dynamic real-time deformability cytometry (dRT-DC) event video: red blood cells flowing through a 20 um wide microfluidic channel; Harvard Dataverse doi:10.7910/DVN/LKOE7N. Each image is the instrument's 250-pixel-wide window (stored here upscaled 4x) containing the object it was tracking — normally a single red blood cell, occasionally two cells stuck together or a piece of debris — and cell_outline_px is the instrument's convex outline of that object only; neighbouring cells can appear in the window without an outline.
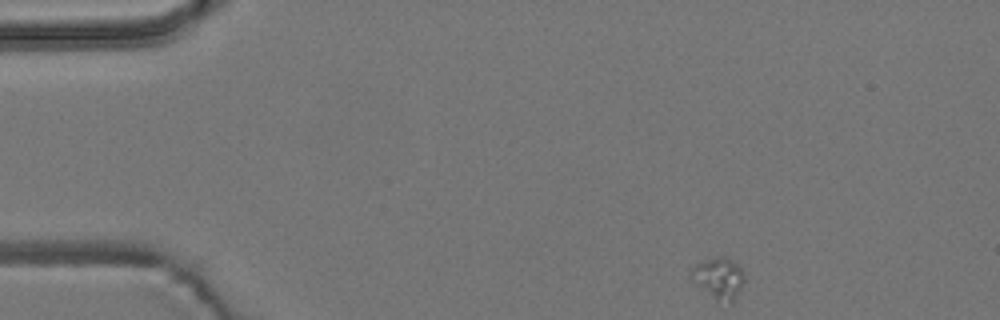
{"species": "common noctule bat (a hibernating species)", "species_latin": "Nyctalus noctula", "temperature_condition": "room temperature", "stored_images_in_passage": 4, "camera_frame_rate_fps": 3000, "um_per_image_px": 0.085, "animal": {"sex": "male", "body_mass_g": 19.2, "forearm_length_mm": 51.8}, "frame": {"image": 1, "passage_image": 1, "time_ms": 0.0, "image_size_px": [1000, 320], "cell_outline_px": [[744, 280], [736, 296], [732, 300], [716, 300], [692, 276], [692, 268], [696, 264], [704, 260], [720, 256], [724, 256], [732, 260], [740, 268], [744, 276]], "centroid_in_image_um": [61.14, 23.58], "position_along_channel_um": 23.9, "area_um2": 11.79}}